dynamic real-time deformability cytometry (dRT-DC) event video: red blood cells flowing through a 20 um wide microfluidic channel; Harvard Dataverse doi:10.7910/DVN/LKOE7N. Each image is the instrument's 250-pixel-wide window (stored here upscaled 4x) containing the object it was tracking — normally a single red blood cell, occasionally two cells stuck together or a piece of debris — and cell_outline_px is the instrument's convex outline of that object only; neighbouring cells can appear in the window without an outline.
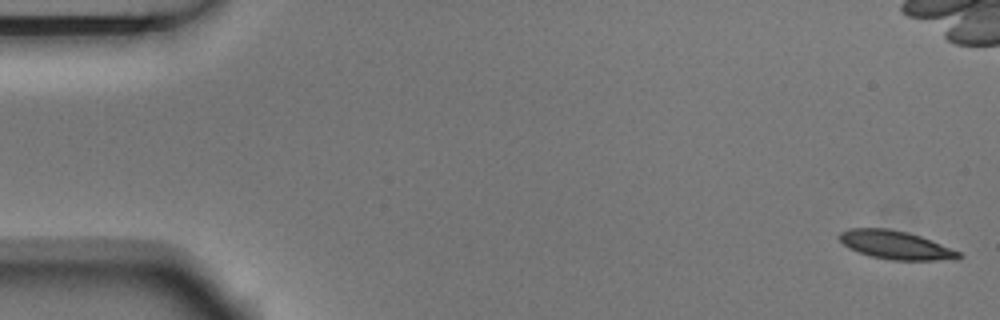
{"species": "Egyptian fruit bat (a non-hibernating species)", "species_latin": "Rousettus aegyptiacus", "temperature_condition": "room temperature", "stored_images_in_passage": 5, "camera_frame_rate_fps": 3000, "um_per_image_px": 0.085, "animal": {"sex": "male"}, "frame": {"image": 1, "passage_image": 1, "time_ms": 0.0, "image_size_px": [1000, 320], "cell_outline_px": [[964, 256], [956, 260], [892, 260], [872, 256], [848, 248], [836, 236], [840, 232], [848, 228], [888, 228], [908, 232], [920, 236], [960, 252]], "centroid_in_image_um": [76.12, 20.82], "position_along_channel_um": 8.9, "area_um2": 19.77}}